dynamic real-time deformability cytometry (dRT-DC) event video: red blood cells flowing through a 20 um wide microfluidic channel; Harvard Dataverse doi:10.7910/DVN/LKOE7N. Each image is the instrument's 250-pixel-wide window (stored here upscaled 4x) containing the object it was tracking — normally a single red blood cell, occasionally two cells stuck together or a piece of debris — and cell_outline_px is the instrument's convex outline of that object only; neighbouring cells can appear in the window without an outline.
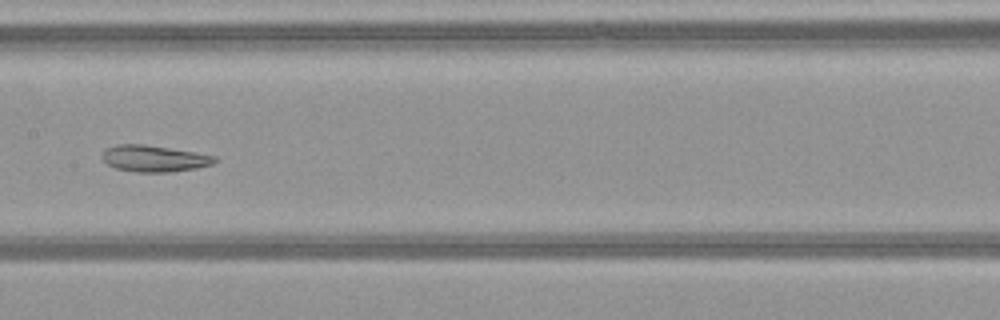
{"species": "common noctule bat (a hibernating species)", "species_latin": "Nyctalus noctula", "temperature_condition": "warm", "stored_images_in_passage": 32, "camera_frame_rate_fps": 3000, "um_per_image_px": 0.085, "animal": {"sex": "female", "body_mass_g": 21.9}, "frame": {"image": 1, "passage_image": 10, "time_ms": 3.0, "image_size_px": [1000, 320], "cell_outline_px": [[216, 160], [212, 164], [196, 168], [172, 172], [136, 172], [116, 168], [108, 164], [100, 156], [108, 148], [116, 144], [144, 144], [196, 152], [216, 156]], "centroid_in_image_um": [13.11, 13.47], "position_along_channel_um": 194.3, "area_um2": 17.28}}
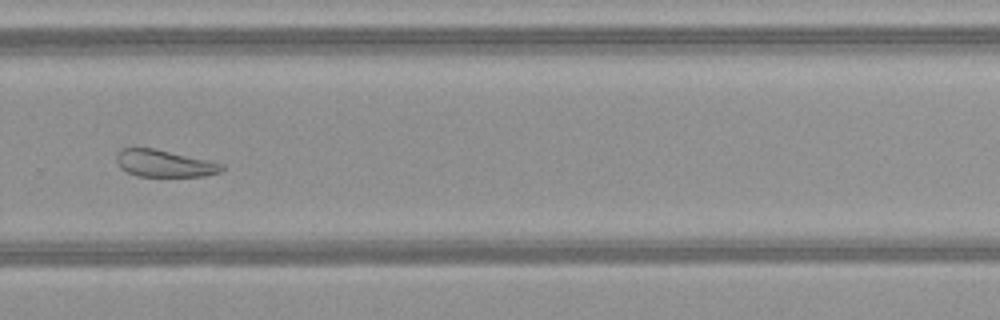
{"frame": {"image": 2, "passage_image": 19, "time_ms": 6.0, "image_size_px": [1000, 320], "cell_outline_px": [[224, 168], [220, 172], [204, 176], [136, 176], [120, 168], [116, 160], [116, 156], [120, 148], [152, 148], [208, 160], [224, 164]], "centroid_in_image_um": [13.95, 13.89], "position_along_channel_um": 315.8, "area_um2": 16.47}, "authors_computed_cell_mechanics": {"area_um2": 18.0047, "velocity_mm_per_s": 4.0697, "shape_relaxation_time_tau1_ms": null, "shape_relaxation_time_tau2_ms": 2.3335, "deformation_change_tau1": null, "deformation_change_tau2": 0.085}}